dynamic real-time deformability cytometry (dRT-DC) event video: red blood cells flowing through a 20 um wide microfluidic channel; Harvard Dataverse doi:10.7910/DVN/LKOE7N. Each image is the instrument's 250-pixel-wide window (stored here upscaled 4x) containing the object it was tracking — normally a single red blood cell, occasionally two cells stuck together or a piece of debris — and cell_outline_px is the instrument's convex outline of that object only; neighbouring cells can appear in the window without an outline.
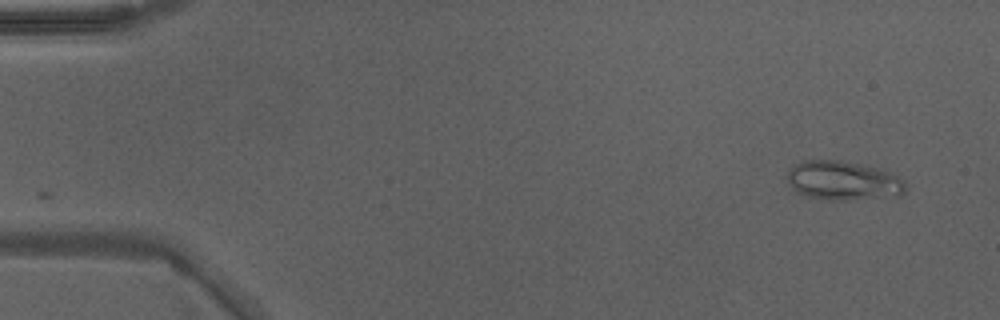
{"species": "Egyptian fruit bat (a non-hibernating species)", "species_latin": "Rousettus aegyptiacus", "temperature_condition": "warm", "stored_images_in_passage": 37, "camera_frame_rate_fps": 3000, "um_per_image_px": 0.085, "animal": {"sex": "male"}, "frame": {"image": 1, "passage_image": 1, "time_ms": 0.0, "image_size_px": [1000, 320], "cell_outline_px": [[904, 192], [900, 196], [848, 200], [828, 200], [804, 196], [792, 188], [788, 184], [788, 172], [796, 164], [804, 160], [840, 160], [876, 168], [888, 172], [904, 180]], "centroid_in_image_um": [71.65, 15.37], "position_along_channel_um": 13.4, "area_um2": 26.82}}
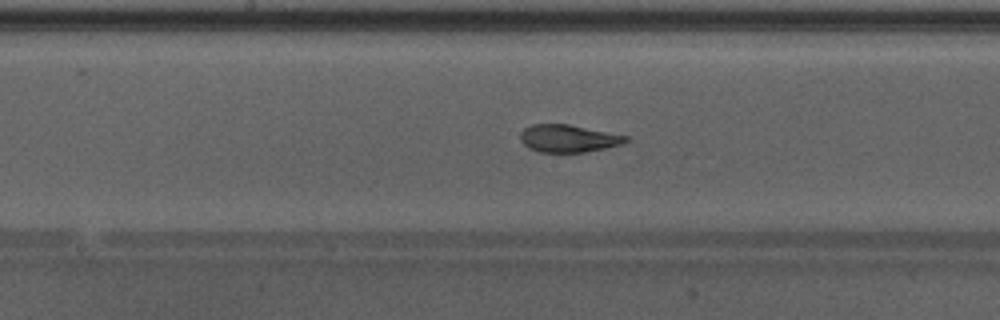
{"frame": {"image": 2, "passage_image": 23, "time_ms": 7.333, "image_size_px": [1000, 320], "cell_outline_px": [[628, 140], [620, 144], [604, 148], [584, 152], [540, 152], [528, 148], [520, 140], [520, 132], [524, 128], [532, 124], [568, 124], [628, 136]], "centroid_in_image_um": [48.25, 11.76], "position_along_channel_um": 199.9, "area_um2": 16.76}}
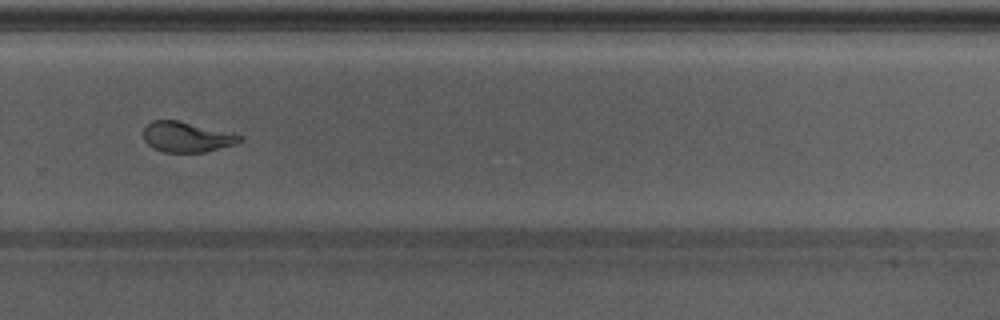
{"frame": {"image": 3, "passage_image": 31, "time_ms": 10.0, "image_size_px": [1000, 320], "cell_outline_px": [[244, 140], [232, 144], [204, 152], [164, 152], [152, 148], [144, 140], [144, 128], [152, 120], [176, 120], [232, 132], [244, 136]], "centroid_in_image_um": [15.87, 11.63], "position_along_channel_um": 313.9, "area_um2": 16.94}, "authors_computed_cell_mechanics": {"area_um2": 17.34, "velocity_mm_per_s": 4.296, "shape_relaxation_time_tau1_ms": 4.0599, "shape_relaxation_time_tau2_ms": 1.1813, "deformation_change_tau1": 0.1753, "deformation_change_tau2": 0.0678}}